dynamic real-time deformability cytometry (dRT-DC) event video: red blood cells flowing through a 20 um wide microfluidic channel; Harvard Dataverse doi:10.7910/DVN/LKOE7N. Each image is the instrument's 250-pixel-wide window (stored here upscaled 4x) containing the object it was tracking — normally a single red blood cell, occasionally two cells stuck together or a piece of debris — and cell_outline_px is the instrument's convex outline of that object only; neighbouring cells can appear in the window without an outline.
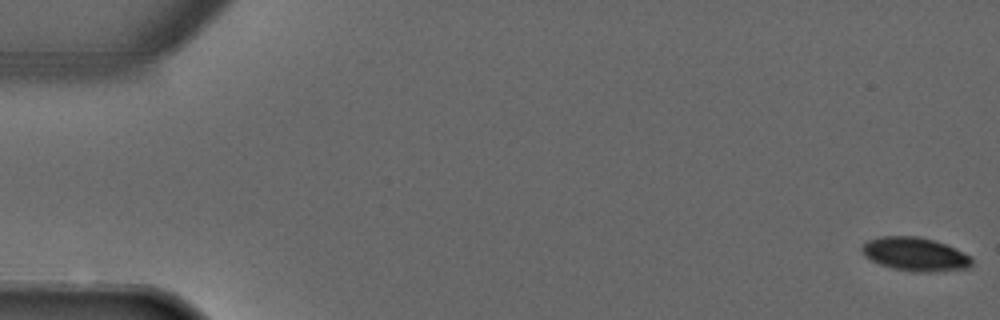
{"species": "common noctule bat (a hibernating species)", "species_latin": "Nyctalus noctula", "temperature_condition": "warm", "stored_images_in_passage": 3, "camera_frame_rate_fps": 3000, "um_per_image_px": 0.085, "animal": {"sex": "male", "forearm_length_mm": 52.5}, "frame": {"image": 1, "passage_image": 1, "time_ms": 0.0, "image_size_px": [1000, 320], "cell_outline_px": [[972, 268], [936, 272], [912, 272], [892, 268], [880, 264], [864, 256], [860, 248], [868, 240], [880, 236], [920, 236], [936, 240], [956, 248], [972, 256]], "centroid_in_image_um": [77.84, 21.61], "position_along_channel_um": 7.2, "area_um2": 21.96}}
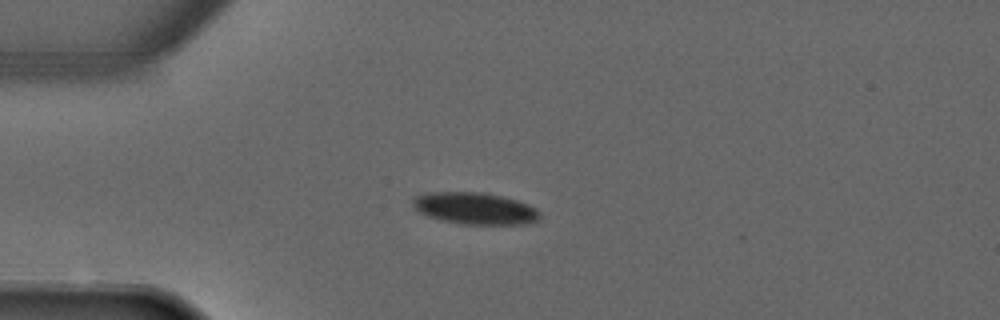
{"frame": {"image": 2, "passage_image": 3, "time_ms": 3.667, "image_size_px": [1000, 320], "cell_outline_px": [[540, 220], [524, 224], [460, 224], [428, 216], [420, 212], [412, 204], [412, 200], [416, 196], [428, 192], [488, 192], [516, 200], [528, 204], [536, 208], [540, 212]], "centroid_in_image_um": [40.4, 17.7], "position_along_channel_um": 44.6, "area_um2": 23.58}}